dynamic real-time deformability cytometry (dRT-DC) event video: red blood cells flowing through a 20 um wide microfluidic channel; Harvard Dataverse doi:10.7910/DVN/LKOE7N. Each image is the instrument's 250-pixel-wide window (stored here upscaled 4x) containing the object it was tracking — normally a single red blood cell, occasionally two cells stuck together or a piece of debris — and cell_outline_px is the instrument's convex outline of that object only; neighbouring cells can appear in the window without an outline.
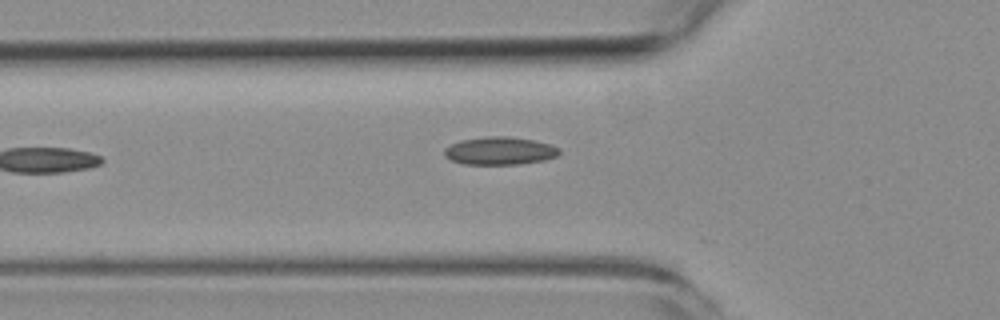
{"species": "common noctule bat (a hibernating species)", "species_latin": "Nyctalus noctula", "temperature_condition": "room temperature", "stored_images_in_passage": 5, "camera_frame_rate_fps": 3000, "um_per_image_px": 0.085, "animal": {"sex": "female", "body_mass_g": 19.3, "forearm_length_mm": 54.1}, "frame": {"image": 1, "passage_image": 5, "time_ms": 4.667, "image_size_px": [1000, 320], "cell_outline_px": [[560, 152], [556, 156], [544, 160], [520, 164], [464, 164], [452, 160], [444, 156], [444, 148], [460, 140], [484, 136], [508, 136], [532, 140], [552, 144], [560, 148]], "centroid_in_image_um": [42.48, 12.81], "position_along_channel_um": 83.3, "area_um2": 18.73}}